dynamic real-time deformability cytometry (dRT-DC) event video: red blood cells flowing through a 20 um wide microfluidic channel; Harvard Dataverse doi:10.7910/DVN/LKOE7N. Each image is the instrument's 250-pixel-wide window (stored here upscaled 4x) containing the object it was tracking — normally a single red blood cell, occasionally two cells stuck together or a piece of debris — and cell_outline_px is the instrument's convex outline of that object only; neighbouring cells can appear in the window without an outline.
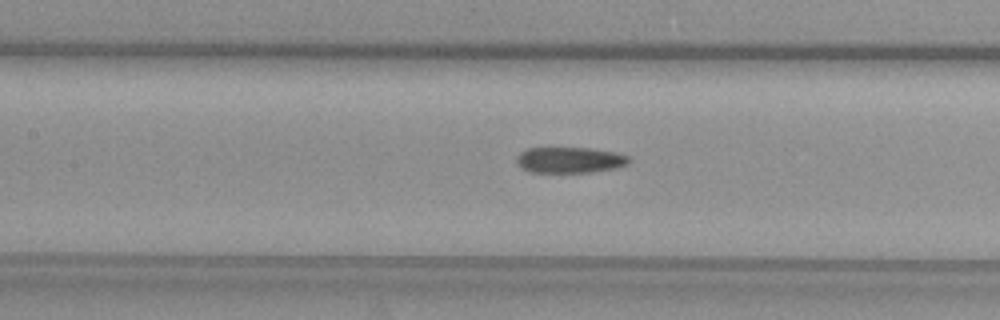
{"species": "common noctule bat (a hibernating species)", "species_latin": "Nyctalus noctula", "temperature_condition": "warm", "stored_images_in_passage": 34, "camera_frame_rate_fps": 3000, "um_per_image_px": 0.085, "animal": {"sex": "female", "body_mass_g": 29.2, "forearm_length_mm": 56.3}, "frame": {"image": 1, "passage_image": 13, "time_ms": 4.0, "image_size_px": [1000, 320], "cell_outline_px": [[632, 160], [628, 164], [616, 168], [592, 172], [528, 172], [520, 168], [516, 160], [516, 156], [520, 152], [528, 148], [588, 148], [616, 152], [628, 156]], "centroid_in_image_um": [48.43, 13.6], "position_along_channel_um": 159.0, "area_um2": 17.11}}
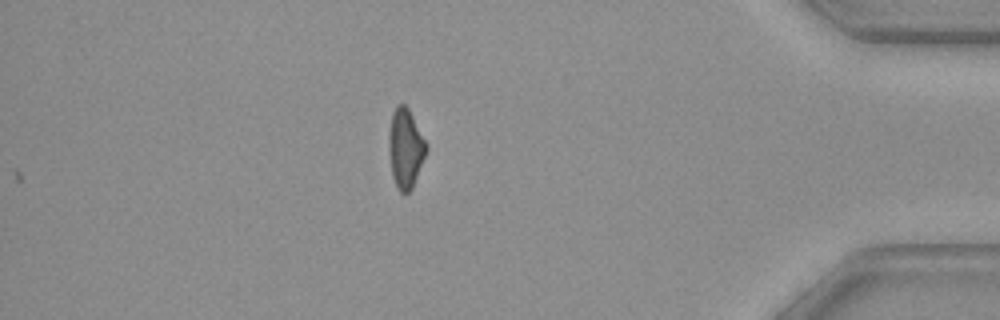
{"frame": {"image": 2, "passage_image": 34, "time_ms": 11.0, "image_size_px": [1000, 320], "cell_outline_px": [[428, 148], [412, 188], [408, 192], [400, 192], [392, 176], [388, 148], [388, 136], [392, 112], [396, 104], [404, 104], [408, 108], [428, 144]], "centroid_in_image_um": [34.46, 12.57], "position_along_channel_um": 400.7, "area_um2": 17.34}}